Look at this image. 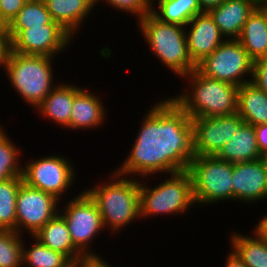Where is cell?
<instances>
[{
    "instance_id": "6da1fadb",
    "label": "cell",
    "mask_w": 267,
    "mask_h": 267,
    "mask_svg": "<svg viewBox=\"0 0 267 267\" xmlns=\"http://www.w3.org/2000/svg\"><path fill=\"white\" fill-rule=\"evenodd\" d=\"M142 122L131 152L115 172L146 178L160 172L187 171L195 157L191 117L167 97L154 104Z\"/></svg>"
},
{
    "instance_id": "7a4b0ae2",
    "label": "cell",
    "mask_w": 267,
    "mask_h": 267,
    "mask_svg": "<svg viewBox=\"0 0 267 267\" xmlns=\"http://www.w3.org/2000/svg\"><path fill=\"white\" fill-rule=\"evenodd\" d=\"M112 173L109 174L110 181L91 186L90 189L86 188L85 192L96 203L104 229L110 228L112 233H117L134 219L136 221L141 218L140 179H130L127 176L124 178L115 171Z\"/></svg>"
},
{
    "instance_id": "3957f363",
    "label": "cell",
    "mask_w": 267,
    "mask_h": 267,
    "mask_svg": "<svg viewBox=\"0 0 267 267\" xmlns=\"http://www.w3.org/2000/svg\"><path fill=\"white\" fill-rule=\"evenodd\" d=\"M185 78L189 81V89L172 99L191 118L224 116L237 112L238 86L207 78L197 69L183 76Z\"/></svg>"
},
{
    "instance_id": "277c9868",
    "label": "cell",
    "mask_w": 267,
    "mask_h": 267,
    "mask_svg": "<svg viewBox=\"0 0 267 267\" xmlns=\"http://www.w3.org/2000/svg\"><path fill=\"white\" fill-rule=\"evenodd\" d=\"M137 26L154 55L175 75L182 78L197 68L188 53L184 26L162 22L152 13L138 20Z\"/></svg>"
},
{
    "instance_id": "5b68a950",
    "label": "cell",
    "mask_w": 267,
    "mask_h": 267,
    "mask_svg": "<svg viewBox=\"0 0 267 267\" xmlns=\"http://www.w3.org/2000/svg\"><path fill=\"white\" fill-rule=\"evenodd\" d=\"M53 57L26 55L9 51L5 70L8 80L20 97L32 107H38L53 86ZM53 72V73H52Z\"/></svg>"
},
{
    "instance_id": "8992f818",
    "label": "cell",
    "mask_w": 267,
    "mask_h": 267,
    "mask_svg": "<svg viewBox=\"0 0 267 267\" xmlns=\"http://www.w3.org/2000/svg\"><path fill=\"white\" fill-rule=\"evenodd\" d=\"M169 176L154 188L147 187L144 181H140V216L142 219L151 217V215H182L192 205H196L190 173L180 171Z\"/></svg>"
},
{
    "instance_id": "52a82bcc",
    "label": "cell",
    "mask_w": 267,
    "mask_h": 267,
    "mask_svg": "<svg viewBox=\"0 0 267 267\" xmlns=\"http://www.w3.org/2000/svg\"><path fill=\"white\" fill-rule=\"evenodd\" d=\"M196 206L232 200L233 163L217 156H195L188 170Z\"/></svg>"
},
{
    "instance_id": "ba28073f",
    "label": "cell",
    "mask_w": 267,
    "mask_h": 267,
    "mask_svg": "<svg viewBox=\"0 0 267 267\" xmlns=\"http://www.w3.org/2000/svg\"><path fill=\"white\" fill-rule=\"evenodd\" d=\"M253 62L237 39H226L199 62L196 69L207 78L239 87L252 82Z\"/></svg>"
},
{
    "instance_id": "9c48e42d",
    "label": "cell",
    "mask_w": 267,
    "mask_h": 267,
    "mask_svg": "<svg viewBox=\"0 0 267 267\" xmlns=\"http://www.w3.org/2000/svg\"><path fill=\"white\" fill-rule=\"evenodd\" d=\"M72 243L86 257H101L89 247L94 237L103 231L102 216L96 203L85 192L81 191L77 197L66 202L62 209Z\"/></svg>"
},
{
    "instance_id": "30bf717a",
    "label": "cell",
    "mask_w": 267,
    "mask_h": 267,
    "mask_svg": "<svg viewBox=\"0 0 267 267\" xmlns=\"http://www.w3.org/2000/svg\"><path fill=\"white\" fill-rule=\"evenodd\" d=\"M58 156H44L40 159L25 162L22 167L23 182L35 189L50 193L60 200L67 189L74 184L75 170L71 161Z\"/></svg>"
},
{
    "instance_id": "8fae6325",
    "label": "cell",
    "mask_w": 267,
    "mask_h": 267,
    "mask_svg": "<svg viewBox=\"0 0 267 267\" xmlns=\"http://www.w3.org/2000/svg\"><path fill=\"white\" fill-rule=\"evenodd\" d=\"M10 50L19 54L56 58L73 38L59 24H45L24 30H7Z\"/></svg>"
},
{
    "instance_id": "7c38bea8",
    "label": "cell",
    "mask_w": 267,
    "mask_h": 267,
    "mask_svg": "<svg viewBox=\"0 0 267 267\" xmlns=\"http://www.w3.org/2000/svg\"><path fill=\"white\" fill-rule=\"evenodd\" d=\"M60 202L50 193L32 188L23 182L19 187L16 200L17 233L22 234V231L28 229L27 233L34 236L59 213Z\"/></svg>"
},
{
    "instance_id": "4fadbf2b",
    "label": "cell",
    "mask_w": 267,
    "mask_h": 267,
    "mask_svg": "<svg viewBox=\"0 0 267 267\" xmlns=\"http://www.w3.org/2000/svg\"><path fill=\"white\" fill-rule=\"evenodd\" d=\"M244 120L238 113L191 118L195 156H217Z\"/></svg>"
},
{
    "instance_id": "5bb4252c",
    "label": "cell",
    "mask_w": 267,
    "mask_h": 267,
    "mask_svg": "<svg viewBox=\"0 0 267 267\" xmlns=\"http://www.w3.org/2000/svg\"><path fill=\"white\" fill-rule=\"evenodd\" d=\"M232 178V200L249 204L267 199V157L233 163Z\"/></svg>"
},
{
    "instance_id": "9a60e30c",
    "label": "cell",
    "mask_w": 267,
    "mask_h": 267,
    "mask_svg": "<svg viewBox=\"0 0 267 267\" xmlns=\"http://www.w3.org/2000/svg\"><path fill=\"white\" fill-rule=\"evenodd\" d=\"M187 27L188 53L196 65L226 40L208 12L195 15Z\"/></svg>"
},
{
    "instance_id": "2e32d148",
    "label": "cell",
    "mask_w": 267,
    "mask_h": 267,
    "mask_svg": "<svg viewBox=\"0 0 267 267\" xmlns=\"http://www.w3.org/2000/svg\"><path fill=\"white\" fill-rule=\"evenodd\" d=\"M257 6L254 0H225L208 13L226 39H237L246 20Z\"/></svg>"
},
{
    "instance_id": "e0dca14e",
    "label": "cell",
    "mask_w": 267,
    "mask_h": 267,
    "mask_svg": "<svg viewBox=\"0 0 267 267\" xmlns=\"http://www.w3.org/2000/svg\"><path fill=\"white\" fill-rule=\"evenodd\" d=\"M90 90L84 87L74 96L71 116L69 121V128L74 129H88L102 126L105 115L104 102Z\"/></svg>"
},
{
    "instance_id": "ac0fdd59",
    "label": "cell",
    "mask_w": 267,
    "mask_h": 267,
    "mask_svg": "<svg viewBox=\"0 0 267 267\" xmlns=\"http://www.w3.org/2000/svg\"><path fill=\"white\" fill-rule=\"evenodd\" d=\"M237 40L253 61L267 56V5L255 8Z\"/></svg>"
},
{
    "instance_id": "d6986e66",
    "label": "cell",
    "mask_w": 267,
    "mask_h": 267,
    "mask_svg": "<svg viewBox=\"0 0 267 267\" xmlns=\"http://www.w3.org/2000/svg\"><path fill=\"white\" fill-rule=\"evenodd\" d=\"M79 86L68 83L55 84L52 91L45 97L42 103L36 108L42 117L49 118L69 129L72 104L74 96L81 90Z\"/></svg>"
},
{
    "instance_id": "ffe728a7",
    "label": "cell",
    "mask_w": 267,
    "mask_h": 267,
    "mask_svg": "<svg viewBox=\"0 0 267 267\" xmlns=\"http://www.w3.org/2000/svg\"><path fill=\"white\" fill-rule=\"evenodd\" d=\"M54 22L74 39L80 25L95 8V0H44ZM75 33V34H74Z\"/></svg>"
},
{
    "instance_id": "44dd1931",
    "label": "cell",
    "mask_w": 267,
    "mask_h": 267,
    "mask_svg": "<svg viewBox=\"0 0 267 267\" xmlns=\"http://www.w3.org/2000/svg\"><path fill=\"white\" fill-rule=\"evenodd\" d=\"M59 213L50 219L35 235L43 245L65 254L74 264L86 257L74 246L64 217Z\"/></svg>"
},
{
    "instance_id": "7402d4cb",
    "label": "cell",
    "mask_w": 267,
    "mask_h": 267,
    "mask_svg": "<svg viewBox=\"0 0 267 267\" xmlns=\"http://www.w3.org/2000/svg\"><path fill=\"white\" fill-rule=\"evenodd\" d=\"M217 157L230 163L250 162L261 159L255 129L253 125L243 121L235 130L233 137L227 142Z\"/></svg>"
},
{
    "instance_id": "603a6c76",
    "label": "cell",
    "mask_w": 267,
    "mask_h": 267,
    "mask_svg": "<svg viewBox=\"0 0 267 267\" xmlns=\"http://www.w3.org/2000/svg\"><path fill=\"white\" fill-rule=\"evenodd\" d=\"M237 113L247 124H267V94L253 82L239 86Z\"/></svg>"
},
{
    "instance_id": "cb8c5ba5",
    "label": "cell",
    "mask_w": 267,
    "mask_h": 267,
    "mask_svg": "<svg viewBox=\"0 0 267 267\" xmlns=\"http://www.w3.org/2000/svg\"><path fill=\"white\" fill-rule=\"evenodd\" d=\"M254 237L231 235V250L247 267H267V237L255 226Z\"/></svg>"
},
{
    "instance_id": "d4e9b609",
    "label": "cell",
    "mask_w": 267,
    "mask_h": 267,
    "mask_svg": "<svg viewBox=\"0 0 267 267\" xmlns=\"http://www.w3.org/2000/svg\"><path fill=\"white\" fill-rule=\"evenodd\" d=\"M152 2L151 13L160 21L186 26L201 9L199 0H156ZM154 5H157L156 7Z\"/></svg>"
},
{
    "instance_id": "484cf974",
    "label": "cell",
    "mask_w": 267,
    "mask_h": 267,
    "mask_svg": "<svg viewBox=\"0 0 267 267\" xmlns=\"http://www.w3.org/2000/svg\"><path fill=\"white\" fill-rule=\"evenodd\" d=\"M22 176L0 181V230L17 232L16 200Z\"/></svg>"
},
{
    "instance_id": "4316f807",
    "label": "cell",
    "mask_w": 267,
    "mask_h": 267,
    "mask_svg": "<svg viewBox=\"0 0 267 267\" xmlns=\"http://www.w3.org/2000/svg\"><path fill=\"white\" fill-rule=\"evenodd\" d=\"M32 246L27 249L23 240V266L26 267H72L74 263L63 253L43 245L34 236ZM28 265V266H27Z\"/></svg>"
},
{
    "instance_id": "83f0119b",
    "label": "cell",
    "mask_w": 267,
    "mask_h": 267,
    "mask_svg": "<svg viewBox=\"0 0 267 267\" xmlns=\"http://www.w3.org/2000/svg\"><path fill=\"white\" fill-rule=\"evenodd\" d=\"M45 24L58 23L53 21L44 0H28L7 26V30H24Z\"/></svg>"
},
{
    "instance_id": "f1b7e54d",
    "label": "cell",
    "mask_w": 267,
    "mask_h": 267,
    "mask_svg": "<svg viewBox=\"0 0 267 267\" xmlns=\"http://www.w3.org/2000/svg\"><path fill=\"white\" fill-rule=\"evenodd\" d=\"M0 126V181L22 176V165L19 156L22 153L8 138Z\"/></svg>"
},
{
    "instance_id": "f546056e",
    "label": "cell",
    "mask_w": 267,
    "mask_h": 267,
    "mask_svg": "<svg viewBox=\"0 0 267 267\" xmlns=\"http://www.w3.org/2000/svg\"><path fill=\"white\" fill-rule=\"evenodd\" d=\"M13 230H0V267L23 266V240Z\"/></svg>"
},
{
    "instance_id": "4dcf8cb0",
    "label": "cell",
    "mask_w": 267,
    "mask_h": 267,
    "mask_svg": "<svg viewBox=\"0 0 267 267\" xmlns=\"http://www.w3.org/2000/svg\"><path fill=\"white\" fill-rule=\"evenodd\" d=\"M100 0H95V5ZM108 3L113 8L120 9L122 12L136 14L138 20L144 18L147 14L151 13L152 2L150 0H102Z\"/></svg>"
},
{
    "instance_id": "1f68e13d",
    "label": "cell",
    "mask_w": 267,
    "mask_h": 267,
    "mask_svg": "<svg viewBox=\"0 0 267 267\" xmlns=\"http://www.w3.org/2000/svg\"><path fill=\"white\" fill-rule=\"evenodd\" d=\"M28 0H0V19L8 26Z\"/></svg>"
},
{
    "instance_id": "d6a6232c",
    "label": "cell",
    "mask_w": 267,
    "mask_h": 267,
    "mask_svg": "<svg viewBox=\"0 0 267 267\" xmlns=\"http://www.w3.org/2000/svg\"><path fill=\"white\" fill-rule=\"evenodd\" d=\"M252 82L267 94V56L253 62Z\"/></svg>"
},
{
    "instance_id": "836d02e7",
    "label": "cell",
    "mask_w": 267,
    "mask_h": 267,
    "mask_svg": "<svg viewBox=\"0 0 267 267\" xmlns=\"http://www.w3.org/2000/svg\"><path fill=\"white\" fill-rule=\"evenodd\" d=\"M257 145L263 157H267V124L254 126Z\"/></svg>"
},
{
    "instance_id": "e575fe53",
    "label": "cell",
    "mask_w": 267,
    "mask_h": 267,
    "mask_svg": "<svg viewBox=\"0 0 267 267\" xmlns=\"http://www.w3.org/2000/svg\"><path fill=\"white\" fill-rule=\"evenodd\" d=\"M76 267H112L101 257H90L78 262Z\"/></svg>"
},
{
    "instance_id": "d590c367",
    "label": "cell",
    "mask_w": 267,
    "mask_h": 267,
    "mask_svg": "<svg viewBox=\"0 0 267 267\" xmlns=\"http://www.w3.org/2000/svg\"><path fill=\"white\" fill-rule=\"evenodd\" d=\"M10 51L9 36H0V66H5Z\"/></svg>"
},
{
    "instance_id": "8d00e7d4",
    "label": "cell",
    "mask_w": 267,
    "mask_h": 267,
    "mask_svg": "<svg viewBox=\"0 0 267 267\" xmlns=\"http://www.w3.org/2000/svg\"><path fill=\"white\" fill-rule=\"evenodd\" d=\"M224 266L225 267H247L233 251H231V253H229V255L226 257V264Z\"/></svg>"
},
{
    "instance_id": "74e56055",
    "label": "cell",
    "mask_w": 267,
    "mask_h": 267,
    "mask_svg": "<svg viewBox=\"0 0 267 267\" xmlns=\"http://www.w3.org/2000/svg\"><path fill=\"white\" fill-rule=\"evenodd\" d=\"M224 1L225 0H199V4L204 12H208L210 9L217 7Z\"/></svg>"
},
{
    "instance_id": "f35d334b",
    "label": "cell",
    "mask_w": 267,
    "mask_h": 267,
    "mask_svg": "<svg viewBox=\"0 0 267 267\" xmlns=\"http://www.w3.org/2000/svg\"><path fill=\"white\" fill-rule=\"evenodd\" d=\"M259 223L256 226L260 229V231L267 237V215L263 216V218L258 221Z\"/></svg>"
},
{
    "instance_id": "ab89813d",
    "label": "cell",
    "mask_w": 267,
    "mask_h": 267,
    "mask_svg": "<svg viewBox=\"0 0 267 267\" xmlns=\"http://www.w3.org/2000/svg\"><path fill=\"white\" fill-rule=\"evenodd\" d=\"M0 36H8L7 25L0 19Z\"/></svg>"
},
{
    "instance_id": "60d3db41",
    "label": "cell",
    "mask_w": 267,
    "mask_h": 267,
    "mask_svg": "<svg viewBox=\"0 0 267 267\" xmlns=\"http://www.w3.org/2000/svg\"><path fill=\"white\" fill-rule=\"evenodd\" d=\"M258 5H267V0H254Z\"/></svg>"
}]
</instances>
